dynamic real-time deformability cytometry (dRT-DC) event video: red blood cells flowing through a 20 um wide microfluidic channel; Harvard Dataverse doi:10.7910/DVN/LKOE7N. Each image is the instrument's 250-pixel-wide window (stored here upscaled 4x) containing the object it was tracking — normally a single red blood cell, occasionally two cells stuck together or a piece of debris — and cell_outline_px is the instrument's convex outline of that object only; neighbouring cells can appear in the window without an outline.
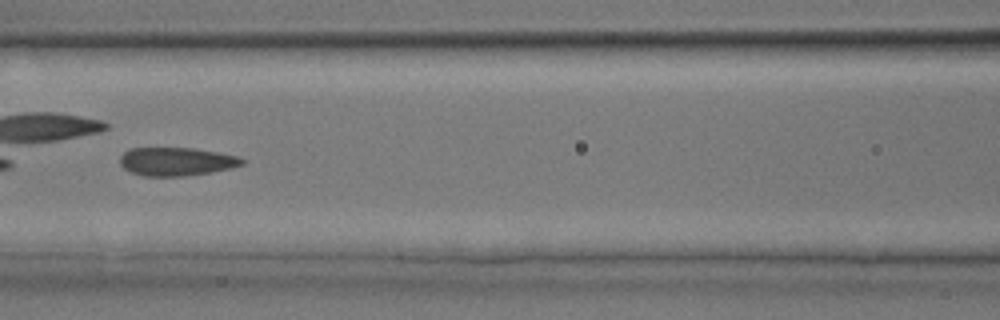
{"species": "common noctule bat (a hibernating species)", "species_latin": "Nyctalus noctula", "temperature_condition": "room temperature", "stored_images_in_passage": 32, "camera_frame_rate_fps": 3000, "um_per_image_px": 0.085, "animal": {"sex": "male", "body_mass_g": 17.9, "forearm_length_mm": 54.2}, "frame": {"image": 1, "passage_image": 14, "time_ms": 4.333, "image_size_px": [1000, 320], "cell_outline_px": [[244, 164], [232, 168], [212, 172], [184, 176], [144, 176], [132, 172], [124, 168], [120, 164], [120, 156], [124, 152], [132, 148], [196, 148], [236, 156], [244, 160]], "centroid_in_image_um": [14.99, 13.73], "position_along_channel_um": 151.6, "area_um2": 20.11}}
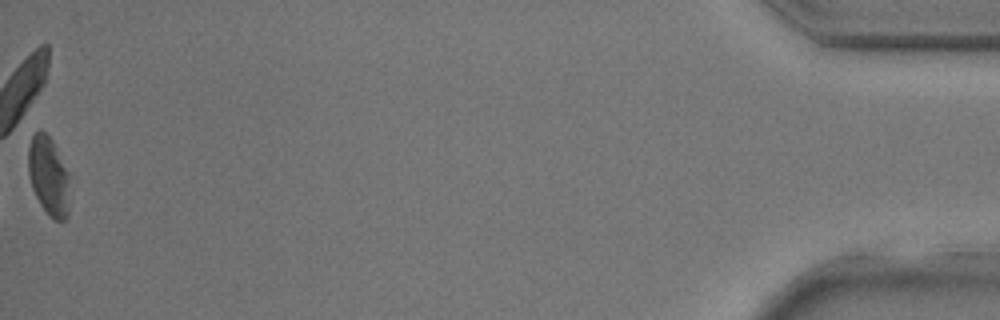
{"frame": {"image": 2, "passage_image": 32, "time_ms": 10.333, "image_size_px": [1000, 320], "cell_outline_px": [[68, 216], [64, 220], [52, 220], [48, 216], [40, 204], [32, 188], [28, 172], [28, 148], [32, 136], [36, 132], [44, 132], [52, 140], [68, 172]], "centroid_in_image_um": [4.11, 15.0], "position_along_channel_um": 431.1, "area_um2": 18.84}}